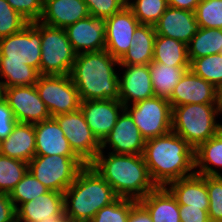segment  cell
Masks as SVG:
<instances>
[{
  "label": "cell",
  "mask_w": 222,
  "mask_h": 222,
  "mask_svg": "<svg viewBox=\"0 0 222 222\" xmlns=\"http://www.w3.org/2000/svg\"><path fill=\"white\" fill-rule=\"evenodd\" d=\"M181 222H210L208 210H202V207H188L179 205Z\"/></svg>",
  "instance_id": "42"
},
{
  "label": "cell",
  "mask_w": 222,
  "mask_h": 222,
  "mask_svg": "<svg viewBox=\"0 0 222 222\" xmlns=\"http://www.w3.org/2000/svg\"><path fill=\"white\" fill-rule=\"evenodd\" d=\"M64 213V195L48 191L16 209L17 222H58Z\"/></svg>",
  "instance_id": "18"
},
{
  "label": "cell",
  "mask_w": 222,
  "mask_h": 222,
  "mask_svg": "<svg viewBox=\"0 0 222 222\" xmlns=\"http://www.w3.org/2000/svg\"><path fill=\"white\" fill-rule=\"evenodd\" d=\"M76 55L65 29L41 23L40 75H70Z\"/></svg>",
  "instance_id": "8"
},
{
  "label": "cell",
  "mask_w": 222,
  "mask_h": 222,
  "mask_svg": "<svg viewBox=\"0 0 222 222\" xmlns=\"http://www.w3.org/2000/svg\"><path fill=\"white\" fill-rule=\"evenodd\" d=\"M100 150L90 165L109 183L119 198L139 201L157 186L142 155L114 154Z\"/></svg>",
  "instance_id": "3"
},
{
  "label": "cell",
  "mask_w": 222,
  "mask_h": 222,
  "mask_svg": "<svg viewBox=\"0 0 222 222\" xmlns=\"http://www.w3.org/2000/svg\"><path fill=\"white\" fill-rule=\"evenodd\" d=\"M154 27L156 35L170 37L186 45L199 30L195 12L173 7L165 10Z\"/></svg>",
  "instance_id": "20"
},
{
  "label": "cell",
  "mask_w": 222,
  "mask_h": 222,
  "mask_svg": "<svg viewBox=\"0 0 222 222\" xmlns=\"http://www.w3.org/2000/svg\"><path fill=\"white\" fill-rule=\"evenodd\" d=\"M80 109L92 133L102 143L125 107L119 99H106L81 101Z\"/></svg>",
  "instance_id": "15"
},
{
  "label": "cell",
  "mask_w": 222,
  "mask_h": 222,
  "mask_svg": "<svg viewBox=\"0 0 222 222\" xmlns=\"http://www.w3.org/2000/svg\"><path fill=\"white\" fill-rule=\"evenodd\" d=\"M89 11L83 0H47L43 3L40 22L65 29L88 17Z\"/></svg>",
  "instance_id": "21"
},
{
  "label": "cell",
  "mask_w": 222,
  "mask_h": 222,
  "mask_svg": "<svg viewBox=\"0 0 222 222\" xmlns=\"http://www.w3.org/2000/svg\"><path fill=\"white\" fill-rule=\"evenodd\" d=\"M119 61L106 49L76 55L70 77L81 101L119 99Z\"/></svg>",
  "instance_id": "4"
},
{
  "label": "cell",
  "mask_w": 222,
  "mask_h": 222,
  "mask_svg": "<svg viewBox=\"0 0 222 222\" xmlns=\"http://www.w3.org/2000/svg\"><path fill=\"white\" fill-rule=\"evenodd\" d=\"M139 24L140 22L127 5L106 18L105 49L118 61L129 49L131 39Z\"/></svg>",
  "instance_id": "14"
},
{
  "label": "cell",
  "mask_w": 222,
  "mask_h": 222,
  "mask_svg": "<svg viewBox=\"0 0 222 222\" xmlns=\"http://www.w3.org/2000/svg\"><path fill=\"white\" fill-rule=\"evenodd\" d=\"M28 24L7 0H0V39L21 31Z\"/></svg>",
  "instance_id": "37"
},
{
  "label": "cell",
  "mask_w": 222,
  "mask_h": 222,
  "mask_svg": "<svg viewBox=\"0 0 222 222\" xmlns=\"http://www.w3.org/2000/svg\"><path fill=\"white\" fill-rule=\"evenodd\" d=\"M0 222H17L16 208L9 194L0 193Z\"/></svg>",
  "instance_id": "43"
},
{
  "label": "cell",
  "mask_w": 222,
  "mask_h": 222,
  "mask_svg": "<svg viewBox=\"0 0 222 222\" xmlns=\"http://www.w3.org/2000/svg\"><path fill=\"white\" fill-rule=\"evenodd\" d=\"M129 106H125V110L145 140L165 135L172 130V107L167 99L154 96Z\"/></svg>",
  "instance_id": "9"
},
{
  "label": "cell",
  "mask_w": 222,
  "mask_h": 222,
  "mask_svg": "<svg viewBox=\"0 0 222 222\" xmlns=\"http://www.w3.org/2000/svg\"><path fill=\"white\" fill-rule=\"evenodd\" d=\"M40 60V21L0 39L1 88L35 85L40 76Z\"/></svg>",
  "instance_id": "1"
},
{
  "label": "cell",
  "mask_w": 222,
  "mask_h": 222,
  "mask_svg": "<svg viewBox=\"0 0 222 222\" xmlns=\"http://www.w3.org/2000/svg\"><path fill=\"white\" fill-rule=\"evenodd\" d=\"M7 2L29 23L40 20L43 12L42 0H7Z\"/></svg>",
  "instance_id": "39"
},
{
  "label": "cell",
  "mask_w": 222,
  "mask_h": 222,
  "mask_svg": "<svg viewBox=\"0 0 222 222\" xmlns=\"http://www.w3.org/2000/svg\"><path fill=\"white\" fill-rule=\"evenodd\" d=\"M127 6L133 11L140 24L155 25L169 7L167 0H135Z\"/></svg>",
  "instance_id": "33"
},
{
  "label": "cell",
  "mask_w": 222,
  "mask_h": 222,
  "mask_svg": "<svg viewBox=\"0 0 222 222\" xmlns=\"http://www.w3.org/2000/svg\"><path fill=\"white\" fill-rule=\"evenodd\" d=\"M139 202L153 222H181L178 202L166 186H157Z\"/></svg>",
  "instance_id": "25"
},
{
  "label": "cell",
  "mask_w": 222,
  "mask_h": 222,
  "mask_svg": "<svg viewBox=\"0 0 222 222\" xmlns=\"http://www.w3.org/2000/svg\"><path fill=\"white\" fill-rule=\"evenodd\" d=\"M194 149L172 130L146 140L143 158L156 186L195 174ZM193 170V171H192Z\"/></svg>",
  "instance_id": "2"
},
{
  "label": "cell",
  "mask_w": 222,
  "mask_h": 222,
  "mask_svg": "<svg viewBox=\"0 0 222 222\" xmlns=\"http://www.w3.org/2000/svg\"><path fill=\"white\" fill-rule=\"evenodd\" d=\"M145 142L133 118L124 109L118 116L112 131L101 143V150L109 144L113 150L111 153L142 155Z\"/></svg>",
  "instance_id": "16"
},
{
  "label": "cell",
  "mask_w": 222,
  "mask_h": 222,
  "mask_svg": "<svg viewBox=\"0 0 222 222\" xmlns=\"http://www.w3.org/2000/svg\"><path fill=\"white\" fill-rule=\"evenodd\" d=\"M171 107L184 104H218L217 88L191 69L181 77L168 100Z\"/></svg>",
  "instance_id": "17"
},
{
  "label": "cell",
  "mask_w": 222,
  "mask_h": 222,
  "mask_svg": "<svg viewBox=\"0 0 222 222\" xmlns=\"http://www.w3.org/2000/svg\"><path fill=\"white\" fill-rule=\"evenodd\" d=\"M0 96H2V88H1V85H0Z\"/></svg>",
  "instance_id": "49"
},
{
  "label": "cell",
  "mask_w": 222,
  "mask_h": 222,
  "mask_svg": "<svg viewBox=\"0 0 222 222\" xmlns=\"http://www.w3.org/2000/svg\"><path fill=\"white\" fill-rule=\"evenodd\" d=\"M36 137L32 123L17 122L8 137L0 142V154L30 162L35 156Z\"/></svg>",
  "instance_id": "23"
},
{
  "label": "cell",
  "mask_w": 222,
  "mask_h": 222,
  "mask_svg": "<svg viewBox=\"0 0 222 222\" xmlns=\"http://www.w3.org/2000/svg\"><path fill=\"white\" fill-rule=\"evenodd\" d=\"M85 165L78 156L35 155L28 171L50 191L64 193Z\"/></svg>",
  "instance_id": "7"
},
{
  "label": "cell",
  "mask_w": 222,
  "mask_h": 222,
  "mask_svg": "<svg viewBox=\"0 0 222 222\" xmlns=\"http://www.w3.org/2000/svg\"><path fill=\"white\" fill-rule=\"evenodd\" d=\"M168 6L194 12L201 0H167Z\"/></svg>",
  "instance_id": "45"
},
{
  "label": "cell",
  "mask_w": 222,
  "mask_h": 222,
  "mask_svg": "<svg viewBox=\"0 0 222 222\" xmlns=\"http://www.w3.org/2000/svg\"><path fill=\"white\" fill-rule=\"evenodd\" d=\"M37 156H77L71 149L65 134L57 121L51 117L34 124Z\"/></svg>",
  "instance_id": "22"
},
{
  "label": "cell",
  "mask_w": 222,
  "mask_h": 222,
  "mask_svg": "<svg viewBox=\"0 0 222 222\" xmlns=\"http://www.w3.org/2000/svg\"><path fill=\"white\" fill-rule=\"evenodd\" d=\"M210 222H222V175L207 176Z\"/></svg>",
  "instance_id": "38"
},
{
  "label": "cell",
  "mask_w": 222,
  "mask_h": 222,
  "mask_svg": "<svg viewBox=\"0 0 222 222\" xmlns=\"http://www.w3.org/2000/svg\"><path fill=\"white\" fill-rule=\"evenodd\" d=\"M218 104H184L172 108V131L194 150L222 130L216 122Z\"/></svg>",
  "instance_id": "6"
},
{
  "label": "cell",
  "mask_w": 222,
  "mask_h": 222,
  "mask_svg": "<svg viewBox=\"0 0 222 222\" xmlns=\"http://www.w3.org/2000/svg\"><path fill=\"white\" fill-rule=\"evenodd\" d=\"M152 61L169 67H190L187 45L170 37L156 35Z\"/></svg>",
  "instance_id": "28"
},
{
  "label": "cell",
  "mask_w": 222,
  "mask_h": 222,
  "mask_svg": "<svg viewBox=\"0 0 222 222\" xmlns=\"http://www.w3.org/2000/svg\"><path fill=\"white\" fill-rule=\"evenodd\" d=\"M35 86L51 117L80 109L81 99L70 75H40Z\"/></svg>",
  "instance_id": "10"
},
{
  "label": "cell",
  "mask_w": 222,
  "mask_h": 222,
  "mask_svg": "<svg viewBox=\"0 0 222 222\" xmlns=\"http://www.w3.org/2000/svg\"><path fill=\"white\" fill-rule=\"evenodd\" d=\"M155 38L153 25L139 24L131 39L130 47L119 60V64L149 65L153 60Z\"/></svg>",
  "instance_id": "26"
},
{
  "label": "cell",
  "mask_w": 222,
  "mask_h": 222,
  "mask_svg": "<svg viewBox=\"0 0 222 222\" xmlns=\"http://www.w3.org/2000/svg\"><path fill=\"white\" fill-rule=\"evenodd\" d=\"M125 5L128 4L129 0H121Z\"/></svg>",
  "instance_id": "48"
},
{
  "label": "cell",
  "mask_w": 222,
  "mask_h": 222,
  "mask_svg": "<svg viewBox=\"0 0 222 222\" xmlns=\"http://www.w3.org/2000/svg\"><path fill=\"white\" fill-rule=\"evenodd\" d=\"M65 30L76 54L105 50L106 19L104 17L89 15L69 25Z\"/></svg>",
  "instance_id": "13"
},
{
  "label": "cell",
  "mask_w": 222,
  "mask_h": 222,
  "mask_svg": "<svg viewBox=\"0 0 222 222\" xmlns=\"http://www.w3.org/2000/svg\"><path fill=\"white\" fill-rule=\"evenodd\" d=\"M125 68L122 78H119V100L125 106L149 99L155 96L152 86L149 65L119 64Z\"/></svg>",
  "instance_id": "19"
},
{
  "label": "cell",
  "mask_w": 222,
  "mask_h": 222,
  "mask_svg": "<svg viewBox=\"0 0 222 222\" xmlns=\"http://www.w3.org/2000/svg\"><path fill=\"white\" fill-rule=\"evenodd\" d=\"M127 222H153L147 209L136 201L131 208Z\"/></svg>",
  "instance_id": "44"
},
{
  "label": "cell",
  "mask_w": 222,
  "mask_h": 222,
  "mask_svg": "<svg viewBox=\"0 0 222 222\" xmlns=\"http://www.w3.org/2000/svg\"><path fill=\"white\" fill-rule=\"evenodd\" d=\"M48 191L49 189L45 185L27 171L21 181L11 190L9 197L17 209V203L24 204Z\"/></svg>",
  "instance_id": "34"
},
{
  "label": "cell",
  "mask_w": 222,
  "mask_h": 222,
  "mask_svg": "<svg viewBox=\"0 0 222 222\" xmlns=\"http://www.w3.org/2000/svg\"><path fill=\"white\" fill-rule=\"evenodd\" d=\"M2 95L19 123H38L51 118L35 85L2 88Z\"/></svg>",
  "instance_id": "12"
},
{
  "label": "cell",
  "mask_w": 222,
  "mask_h": 222,
  "mask_svg": "<svg viewBox=\"0 0 222 222\" xmlns=\"http://www.w3.org/2000/svg\"><path fill=\"white\" fill-rule=\"evenodd\" d=\"M28 171V163L0 154V193L9 194Z\"/></svg>",
  "instance_id": "31"
},
{
  "label": "cell",
  "mask_w": 222,
  "mask_h": 222,
  "mask_svg": "<svg viewBox=\"0 0 222 222\" xmlns=\"http://www.w3.org/2000/svg\"><path fill=\"white\" fill-rule=\"evenodd\" d=\"M58 222H71L65 215Z\"/></svg>",
  "instance_id": "47"
},
{
  "label": "cell",
  "mask_w": 222,
  "mask_h": 222,
  "mask_svg": "<svg viewBox=\"0 0 222 222\" xmlns=\"http://www.w3.org/2000/svg\"><path fill=\"white\" fill-rule=\"evenodd\" d=\"M65 134L73 152L85 163L90 164L101 150V143L86 123L81 109L53 117Z\"/></svg>",
  "instance_id": "11"
},
{
  "label": "cell",
  "mask_w": 222,
  "mask_h": 222,
  "mask_svg": "<svg viewBox=\"0 0 222 222\" xmlns=\"http://www.w3.org/2000/svg\"><path fill=\"white\" fill-rule=\"evenodd\" d=\"M195 168H199L195 171V174L201 176H221L218 170L214 169L222 167V130L200 144L194 151ZM213 165V166H211Z\"/></svg>",
  "instance_id": "27"
},
{
  "label": "cell",
  "mask_w": 222,
  "mask_h": 222,
  "mask_svg": "<svg viewBox=\"0 0 222 222\" xmlns=\"http://www.w3.org/2000/svg\"><path fill=\"white\" fill-rule=\"evenodd\" d=\"M88 8L89 14L93 16L111 17L126 6L121 0H83Z\"/></svg>",
  "instance_id": "40"
},
{
  "label": "cell",
  "mask_w": 222,
  "mask_h": 222,
  "mask_svg": "<svg viewBox=\"0 0 222 222\" xmlns=\"http://www.w3.org/2000/svg\"><path fill=\"white\" fill-rule=\"evenodd\" d=\"M190 67H172L151 61L149 63L152 86L156 97L169 100L173 89Z\"/></svg>",
  "instance_id": "29"
},
{
  "label": "cell",
  "mask_w": 222,
  "mask_h": 222,
  "mask_svg": "<svg viewBox=\"0 0 222 222\" xmlns=\"http://www.w3.org/2000/svg\"><path fill=\"white\" fill-rule=\"evenodd\" d=\"M133 199L118 198L116 201L101 208L90 222H127Z\"/></svg>",
  "instance_id": "36"
},
{
  "label": "cell",
  "mask_w": 222,
  "mask_h": 222,
  "mask_svg": "<svg viewBox=\"0 0 222 222\" xmlns=\"http://www.w3.org/2000/svg\"><path fill=\"white\" fill-rule=\"evenodd\" d=\"M63 195L64 213L71 222H90L101 208L119 198L90 164L79 171Z\"/></svg>",
  "instance_id": "5"
},
{
  "label": "cell",
  "mask_w": 222,
  "mask_h": 222,
  "mask_svg": "<svg viewBox=\"0 0 222 222\" xmlns=\"http://www.w3.org/2000/svg\"><path fill=\"white\" fill-rule=\"evenodd\" d=\"M222 49V29L199 28L187 44L190 63L196 59L212 54H220Z\"/></svg>",
  "instance_id": "30"
},
{
  "label": "cell",
  "mask_w": 222,
  "mask_h": 222,
  "mask_svg": "<svg viewBox=\"0 0 222 222\" xmlns=\"http://www.w3.org/2000/svg\"><path fill=\"white\" fill-rule=\"evenodd\" d=\"M194 12L199 28L222 29V0H201Z\"/></svg>",
  "instance_id": "35"
},
{
  "label": "cell",
  "mask_w": 222,
  "mask_h": 222,
  "mask_svg": "<svg viewBox=\"0 0 222 222\" xmlns=\"http://www.w3.org/2000/svg\"><path fill=\"white\" fill-rule=\"evenodd\" d=\"M217 93H218V106L222 113V85L217 88Z\"/></svg>",
  "instance_id": "46"
},
{
  "label": "cell",
  "mask_w": 222,
  "mask_h": 222,
  "mask_svg": "<svg viewBox=\"0 0 222 222\" xmlns=\"http://www.w3.org/2000/svg\"><path fill=\"white\" fill-rule=\"evenodd\" d=\"M16 123L17 120L7 100L3 95L0 96V142L8 137Z\"/></svg>",
  "instance_id": "41"
},
{
  "label": "cell",
  "mask_w": 222,
  "mask_h": 222,
  "mask_svg": "<svg viewBox=\"0 0 222 222\" xmlns=\"http://www.w3.org/2000/svg\"><path fill=\"white\" fill-rule=\"evenodd\" d=\"M190 69L216 88L222 85V54L196 58L190 63Z\"/></svg>",
  "instance_id": "32"
},
{
  "label": "cell",
  "mask_w": 222,
  "mask_h": 222,
  "mask_svg": "<svg viewBox=\"0 0 222 222\" xmlns=\"http://www.w3.org/2000/svg\"><path fill=\"white\" fill-rule=\"evenodd\" d=\"M166 186L175 196L178 205L188 207L209 208V195L207 190V176L193 174L191 176L172 181Z\"/></svg>",
  "instance_id": "24"
}]
</instances>
